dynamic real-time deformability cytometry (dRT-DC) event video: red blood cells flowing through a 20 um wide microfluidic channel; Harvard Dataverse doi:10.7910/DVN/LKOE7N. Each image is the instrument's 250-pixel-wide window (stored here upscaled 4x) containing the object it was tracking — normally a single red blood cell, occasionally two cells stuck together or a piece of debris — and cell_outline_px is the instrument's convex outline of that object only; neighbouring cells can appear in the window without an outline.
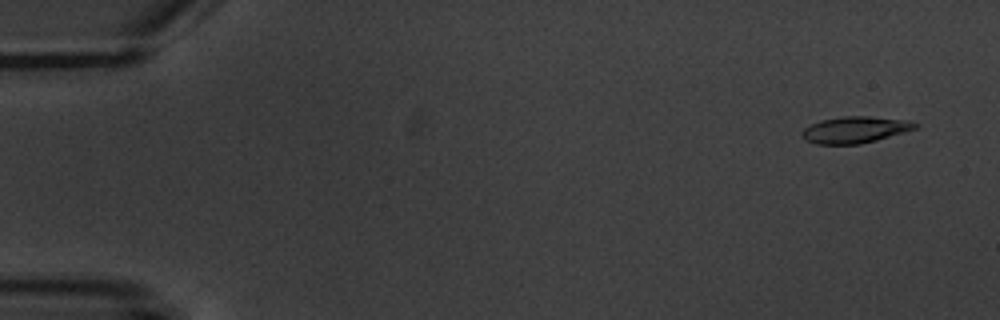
{"species": "common noctule bat (a hibernating species)", "species_latin": "Nyctalus noctula", "temperature_condition": "warm", "stored_images_in_passage": 4, "camera_frame_rate_fps": 3000, "um_per_image_px": 0.085, "animal": {"sex": "male", "body_mass_g": 20.1, "forearm_length_mm": 53.5}, "frame": {"image": 1, "passage_image": 1, "time_ms": 0.0, "image_size_px": [1000, 320], "cell_outline_px": [[920, 124], [916, 128], [904, 132], [876, 140], [860, 144], [816, 144], [804, 140], [800, 132], [804, 128], [820, 120], [844, 116], [868, 116], [904, 120]], "centroid_in_image_um": [72.63, 11.03], "position_along_channel_um": 12.4, "area_um2": 17.4}}
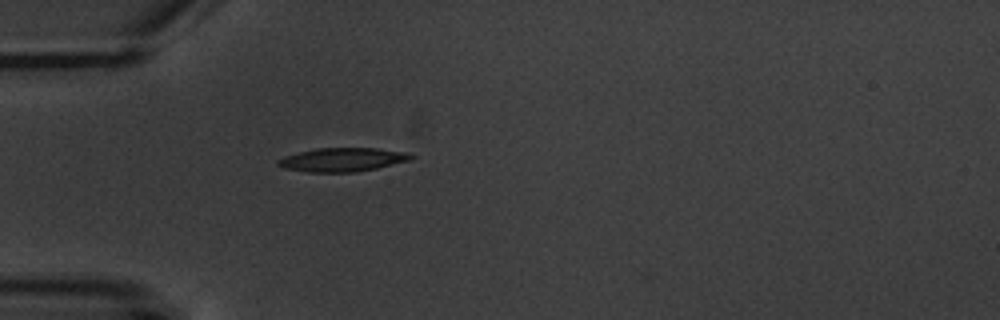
{"frame": {"image": 2, "passage_image": 4, "time_ms": 4.667, "image_size_px": [1000, 320], "cell_outline_px": [[416, 156], [412, 160], [376, 168], [356, 172], [308, 172], [284, 168], [276, 164], [276, 160], [284, 156], [316, 148], [376, 148], [408, 152]], "centroid_in_image_um": [29.14, 13.57], "position_along_channel_um": 55.9, "area_um2": 18.5}}